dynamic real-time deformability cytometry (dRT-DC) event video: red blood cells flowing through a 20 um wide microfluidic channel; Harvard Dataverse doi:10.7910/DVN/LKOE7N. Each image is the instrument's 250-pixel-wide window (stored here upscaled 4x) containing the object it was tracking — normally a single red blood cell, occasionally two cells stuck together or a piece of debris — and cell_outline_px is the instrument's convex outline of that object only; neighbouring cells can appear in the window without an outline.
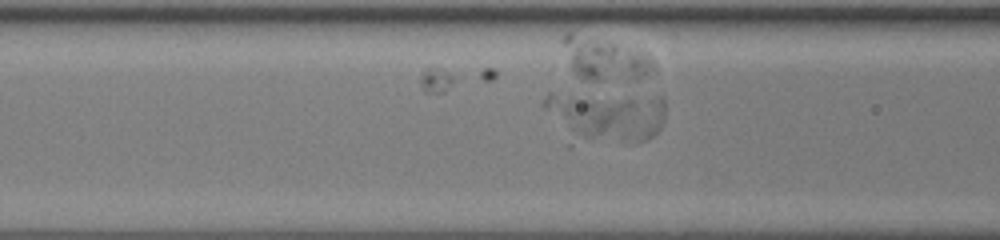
{"species": "human", "species_latin": "Homo sapiens", "temperature_condition": "room temperature", "stored_images_in_passage": 17, "camera_frame_rate_fps": 3000, "um_per_image_px": 0.085, "donor": {"sex": "female"}, "frame": {"image": 1, "passage_image": 11, "time_ms": 3.333, "image_size_px": [1000, 240], "cell_outline_px": [[664, 120], [660, 128], [648, 140], [624, 144], [572, 148], [568, 148], [544, 104], [544, 100], [548, 92], [552, 92], [664, 96]], "centroid_in_image_um": [51.4, 10.01], "position_along_channel_um": 115.2, "area_um2": 39.3}}
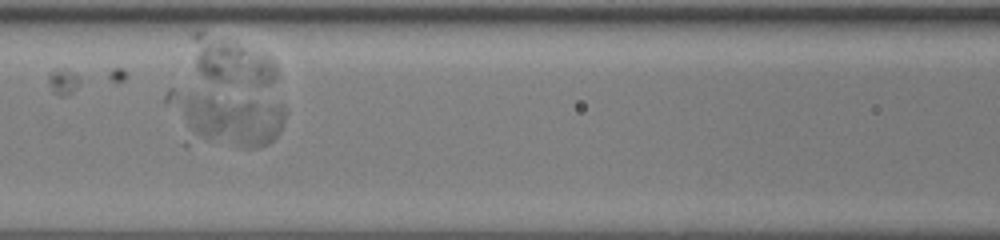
{"frame": {"image": 2, "passage_image": 14, "time_ms": 4.333, "image_size_px": [1000, 240], "cell_outline_px": [[284, 120], [280, 132], [268, 144], [256, 148], [244, 148], [184, 144], [164, 100], [164, 96], [168, 88], [172, 88], [280, 104], [284, 112]], "centroid_in_image_um": [18.99, 10.15], "position_along_channel_um": 147.6, "area_um2": 38.78}}
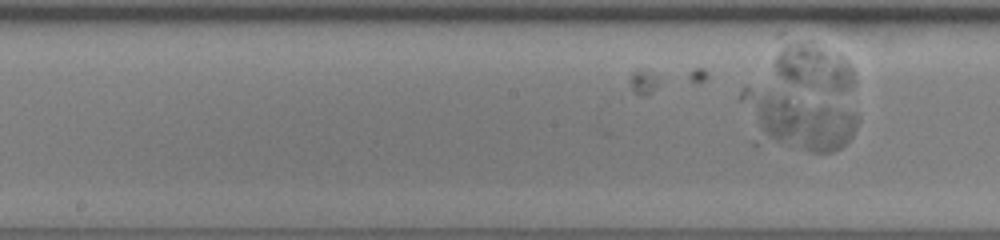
{"frame": {"image": 3, "passage_image": 17, "time_ms": 5.333, "image_size_px": [1000, 240], "cell_outline_px": [[860, 120], [852, 136], [840, 148], [832, 152], [812, 152], [756, 148], [752, 144], [740, 100], [740, 92], [744, 88], [748, 88], [768, 92], [824, 104], [852, 112]], "centroid_in_image_um": [67.59, 10.45], "position_along_channel_um": 180.6, "area_um2": 39.48}}